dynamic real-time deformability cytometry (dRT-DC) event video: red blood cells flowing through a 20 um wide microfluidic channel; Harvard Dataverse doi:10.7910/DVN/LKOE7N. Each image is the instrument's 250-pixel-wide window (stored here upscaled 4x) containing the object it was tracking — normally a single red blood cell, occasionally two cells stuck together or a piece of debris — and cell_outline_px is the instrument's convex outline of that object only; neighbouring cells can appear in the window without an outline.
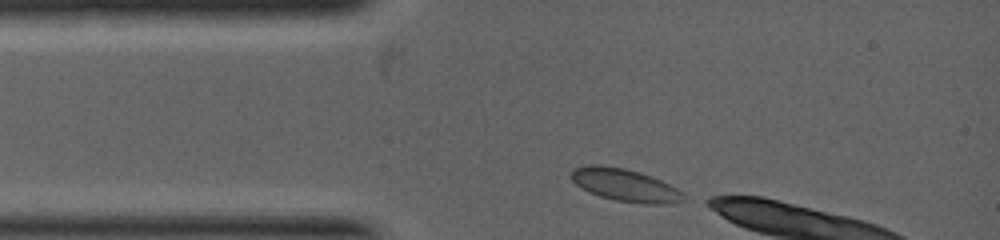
{"species": "common noctule bat (a hibernating species)", "species_latin": "Nyctalus noctula", "temperature_condition": "warm", "stored_images_in_passage": 8, "camera_frame_rate_fps": 5000, "um_per_image_px": 0.085, "animal": {"sex": "female", "body_mass_g": 19.0, "forearm_length_mm": 53.3}, "frame": {"image": 1, "passage_image": 1, "time_ms": 0.0, "image_size_px": [1000, 240], "cell_outline_px": [[688, 200], [664, 204], [644, 204], [616, 200], [600, 196], [588, 192], [576, 184], [568, 176], [572, 168], [584, 164], [600, 164], [624, 168], [640, 172], [652, 176], [684, 192]], "centroid_in_image_um": [53.1, 15.72], "position_along_channel_um": 31.9, "area_um2": 21.73}}
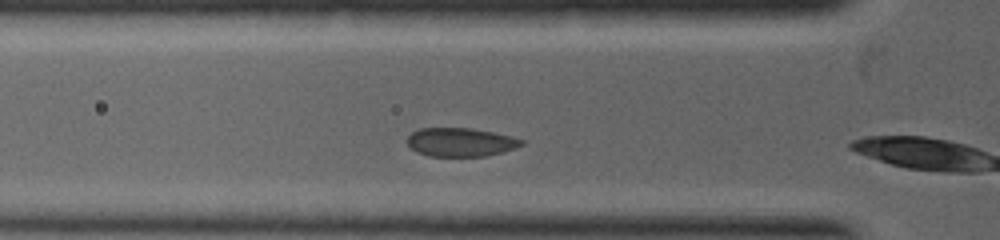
{"frame": {"image": 2, "passage_image": 6, "time_ms": 1.0, "image_size_px": [1000, 240], "cell_outline_px": [[524, 144], [516, 148], [504, 152], [484, 156], [428, 156], [416, 152], [404, 140], [412, 132], [420, 128], [472, 128], [512, 136], [524, 140]], "centroid_in_image_um": [39.15, 12.08], "position_along_channel_um": 86.7, "area_um2": 19.25}}